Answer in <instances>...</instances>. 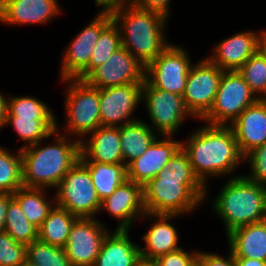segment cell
<instances>
[{"instance_id": "6da1fadb", "label": "cell", "mask_w": 266, "mask_h": 266, "mask_svg": "<svg viewBox=\"0 0 266 266\" xmlns=\"http://www.w3.org/2000/svg\"><path fill=\"white\" fill-rule=\"evenodd\" d=\"M207 187L195 176L182 147L155 178L143 186L146 213L184 215L206 199Z\"/></svg>"}, {"instance_id": "7a4b0ae2", "label": "cell", "mask_w": 266, "mask_h": 266, "mask_svg": "<svg viewBox=\"0 0 266 266\" xmlns=\"http://www.w3.org/2000/svg\"><path fill=\"white\" fill-rule=\"evenodd\" d=\"M186 140L188 142H181V147L189 157L195 176L205 187L208 178L231 175L244 161L230 125L207 124Z\"/></svg>"}, {"instance_id": "3957f363", "label": "cell", "mask_w": 266, "mask_h": 266, "mask_svg": "<svg viewBox=\"0 0 266 266\" xmlns=\"http://www.w3.org/2000/svg\"><path fill=\"white\" fill-rule=\"evenodd\" d=\"M53 133L55 141L41 147L42 141L20 149L22 157L23 186L30 188H55L67 172L79 161L80 141L66 135Z\"/></svg>"}, {"instance_id": "277c9868", "label": "cell", "mask_w": 266, "mask_h": 266, "mask_svg": "<svg viewBox=\"0 0 266 266\" xmlns=\"http://www.w3.org/2000/svg\"><path fill=\"white\" fill-rule=\"evenodd\" d=\"M112 17L120 28L122 46L145 66L169 45L164 34L169 19L160 13L130 3Z\"/></svg>"}, {"instance_id": "5b68a950", "label": "cell", "mask_w": 266, "mask_h": 266, "mask_svg": "<svg viewBox=\"0 0 266 266\" xmlns=\"http://www.w3.org/2000/svg\"><path fill=\"white\" fill-rule=\"evenodd\" d=\"M213 210L224 222L226 235L266 219V187L244 176H231L214 198Z\"/></svg>"}, {"instance_id": "8992f818", "label": "cell", "mask_w": 266, "mask_h": 266, "mask_svg": "<svg viewBox=\"0 0 266 266\" xmlns=\"http://www.w3.org/2000/svg\"><path fill=\"white\" fill-rule=\"evenodd\" d=\"M52 198L57 206L78 218H95L101 201L87 167L79 160L56 187Z\"/></svg>"}, {"instance_id": "52a82bcc", "label": "cell", "mask_w": 266, "mask_h": 266, "mask_svg": "<svg viewBox=\"0 0 266 266\" xmlns=\"http://www.w3.org/2000/svg\"><path fill=\"white\" fill-rule=\"evenodd\" d=\"M62 82L68 84L64 108L67 115L65 135L85 137L101 126L99 89L89 86L84 80L62 79Z\"/></svg>"}, {"instance_id": "ba28073f", "label": "cell", "mask_w": 266, "mask_h": 266, "mask_svg": "<svg viewBox=\"0 0 266 266\" xmlns=\"http://www.w3.org/2000/svg\"><path fill=\"white\" fill-rule=\"evenodd\" d=\"M257 100L238 71H223L214 103L201 120L206 124L230 125Z\"/></svg>"}, {"instance_id": "9c48e42d", "label": "cell", "mask_w": 266, "mask_h": 266, "mask_svg": "<svg viewBox=\"0 0 266 266\" xmlns=\"http://www.w3.org/2000/svg\"><path fill=\"white\" fill-rule=\"evenodd\" d=\"M185 49L169 44L145 66V81L152 87L183 96L192 66Z\"/></svg>"}, {"instance_id": "30bf717a", "label": "cell", "mask_w": 266, "mask_h": 266, "mask_svg": "<svg viewBox=\"0 0 266 266\" xmlns=\"http://www.w3.org/2000/svg\"><path fill=\"white\" fill-rule=\"evenodd\" d=\"M223 70L207 57L193 64L187 76L183 102L191 116L201 120L211 109Z\"/></svg>"}, {"instance_id": "8fae6325", "label": "cell", "mask_w": 266, "mask_h": 266, "mask_svg": "<svg viewBox=\"0 0 266 266\" xmlns=\"http://www.w3.org/2000/svg\"><path fill=\"white\" fill-rule=\"evenodd\" d=\"M142 101L152 124L150 127L159 136H172L179 130L183 120L191 116L185 108L182 96L152 88L146 81L142 87Z\"/></svg>"}, {"instance_id": "7c38bea8", "label": "cell", "mask_w": 266, "mask_h": 266, "mask_svg": "<svg viewBox=\"0 0 266 266\" xmlns=\"http://www.w3.org/2000/svg\"><path fill=\"white\" fill-rule=\"evenodd\" d=\"M84 81L97 89L129 83H144L145 65L122 46L102 65L95 68Z\"/></svg>"}, {"instance_id": "4fadbf2b", "label": "cell", "mask_w": 266, "mask_h": 266, "mask_svg": "<svg viewBox=\"0 0 266 266\" xmlns=\"http://www.w3.org/2000/svg\"><path fill=\"white\" fill-rule=\"evenodd\" d=\"M143 83H129L99 89L101 126L121 127L135 122L132 114L142 100Z\"/></svg>"}, {"instance_id": "5bb4252c", "label": "cell", "mask_w": 266, "mask_h": 266, "mask_svg": "<svg viewBox=\"0 0 266 266\" xmlns=\"http://www.w3.org/2000/svg\"><path fill=\"white\" fill-rule=\"evenodd\" d=\"M113 21L112 14L97 13L96 17L71 40L61 64L62 79H75L88 65L101 32Z\"/></svg>"}, {"instance_id": "9a60e30c", "label": "cell", "mask_w": 266, "mask_h": 266, "mask_svg": "<svg viewBox=\"0 0 266 266\" xmlns=\"http://www.w3.org/2000/svg\"><path fill=\"white\" fill-rule=\"evenodd\" d=\"M95 218H78L64 247L72 266H93L102 243L110 232Z\"/></svg>"}, {"instance_id": "2e32d148", "label": "cell", "mask_w": 266, "mask_h": 266, "mask_svg": "<svg viewBox=\"0 0 266 266\" xmlns=\"http://www.w3.org/2000/svg\"><path fill=\"white\" fill-rule=\"evenodd\" d=\"M164 137L160 140L157 136L140 157L126 165L127 180L144 186L163 170L165 164L181 148V141L172 139V136Z\"/></svg>"}, {"instance_id": "e0dca14e", "label": "cell", "mask_w": 266, "mask_h": 266, "mask_svg": "<svg viewBox=\"0 0 266 266\" xmlns=\"http://www.w3.org/2000/svg\"><path fill=\"white\" fill-rule=\"evenodd\" d=\"M265 36L266 30L261 33L247 30L234 34L219 42L207 58L223 71H238L260 49Z\"/></svg>"}, {"instance_id": "ac0fdd59", "label": "cell", "mask_w": 266, "mask_h": 266, "mask_svg": "<svg viewBox=\"0 0 266 266\" xmlns=\"http://www.w3.org/2000/svg\"><path fill=\"white\" fill-rule=\"evenodd\" d=\"M105 209L119 220L116 229L131 228L133 222L146 213L143 201V186L126 180L105 200L101 202L100 211ZM138 217V218H137Z\"/></svg>"}, {"instance_id": "d6986e66", "label": "cell", "mask_w": 266, "mask_h": 266, "mask_svg": "<svg viewBox=\"0 0 266 266\" xmlns=\"http://www.w3.org/2000/svg\"><path fill=\"white\" fill-rule=\"evenodd\" d=\"M239 151L246 156L266 143V99H258L246 108L231 124Z\"/></svg>"}, {"instance_id": "ffe728a7", "label": "cell", "mask_w": 266, "mask_h": 266, "mask_svg": "<svg viewBox=\"0 0 266 266\" xmlns=\"http://www.w3.org/2000/svg\"><path fill=\"white\" fill-rule=\"evenodd\" d=\"M89 134V139L79 138L80 161L124 163L119 127L100 126Z\"/></svg>"}, {"instance_id": "44dd1931", "label": "cell", "mask_w": 266, "mask_h": 266, "mask_svg": "<svg viewBox=\"0 0 266 266\" xmlns=\"http://www.w3.org/2000/svg\"><path fill=\"white\" fill-rule=\"evenodd\" d=\"M60 11L57 0H7L0 21L11 25L45 24Z\"/></svg>"}, {"instance_id": "7402d4cb", "label": "cell", "mask_w": 266, "mask_h": 266, "mask_svg": "<svg viewBox=\"0 0 266 266\" xmlns=\"http://www.w3.org/2000/svg\"><path fill=\"white\" fill-rule=\"evenodd\" d=\"M179 215H166L158 214L153 215L145 213L141 218L144 220L150 217L158 219L150 229L142 236V240L146 243V247L142 248L140 246V256L145 258H158L163 254L176 251L181 247L178 246L179 235L177 229L168 222L174 217Z\"/></svg>"}, {"instance_id": "603a6c76", "label": "cell", "mask_w": 266, "mask_h": 266, "mask_svg": "<svg viewBox=\"0 0 266 266\" xmlns=\"http://www.w3.org/2000/svg\"><path fill=\"white\" fill-rule=\"evenodd\" d=\"M130 229H116L105 237L93 266H135L140 246L130 240Z\"/></svg>"}, {"instance_id": "cb8c5ba5", "label": "cell", "mask_w": 266, "mask_h": 266, "mask_svg": "<svg viewBox=\"0 0 266 266\" xmlns=\"http://www.w3.org/2000/svg\"><path fill=\"white\" fill-rule=\"evenodd\" d=\"M227 239L234 257L266 261V219L234 229Z\"/></svg>"}, {"instance_id": "d4e9b609", "label": "cell", "mask_w": 266, "mask_h": 266, "mask_svg": "<svg viewBox=\"0 0 266 266\" xmlns=\"http://www.w3.org/2000/svg\"><path fill=\"white\" fill-rule=\"evenodd\" d=\"M119 130L122 157L125 165L140 157L157 137L155 135L156 132L150 125L140 119L119 127Z\"/></svg>"}, {"instance_id": "484cf974", "label": "cell", "mask_w": 266, "mask_h": 266, "mask_svg": "<svg viewBox=\"0 0 266 266\" xmlns=\"http://www.w3.org/2000/svg\"><path fill=\"white\" fill-rule=\"evenodd\" d=\"M81 162L87 167L101 202L127 180L126 165L124 163Z\"/></svg>"}, {"instance_id": "4316f807", "label": "cell", "mask_w": 266, "mask_h": 266, "mask_svg": "<svg viewBox=\"0 0 266 266\" xmlns=\"http://www.w3.org/2000/svg\"><path fill=\"white\" fill-rule=\"evenodd\" d=\"M77 219V216L55 204L38 228V240L64 248L69 232Z\"/></svg>"}, {"instance_id": "83f0119b", "label": "cell", "mask_w": 266, "mask_h": 266, "mask_svg": "<svg viewBox=\"0 0 266 266\" xmlns=\"http://www.w3.org/2000/svg\"><path fill=\"white\" fill-rule=\"evenodd\" d=\"M56 118H20L7 116L6 125H12L20 139L25 142L22 148L49 139L57 130ZM27 143V144H26Z\"/></svg>"}, {"instance_id": "f1b7e54d", "label": "cell", "mask_w": 266, "mask_h": 266, "mask_svg": "<svg viewBox=\"0 0 266 266\" xmlns=\"http://www.w3.org/2000/svg\"><path fill=\"white\" fill-rule=\"evenodd\" d=\"M44 188H18L13 194V198L18 202L22 212L27 220L35 227L39 228L44 220L47 218L48 213L56 203L46 200Z\"/></svg>"}, {"instance_id": "f546056e", "label": "cell", "mask_w": 266, "mask_h": 266, "mask_svg": "<svg viewBox=\"0 0 266 266\" xmlns=\"http://www.w3.org/2000/svg\"><path fill=\"white\" fill-rule=\"evenodd\" d=\"M122 47L121 32L112 21L102 32L91 54L89 65L75 78L84 80L95 68L102 65L112 53Z\"/></svg>"}, {"instance_id": "4dcf8cb0", "label": "cell", "mask_w": 266, "mask_h": 266, "mask_svg": "<svg viewBox=\"0 0 266 266\" xmlns=\"http://www.w3.org/2000/svg\"><path fill=\"white\" fill-rule=\"evenodd\" d=\"M16 242L28 245L38 240V228L29 222L18 202L13 198L8 205L5 230Z\"/></svg>"}, {"instance_id": "1f68e13d", "label": "cell", "mask_w": 266, "mask_h": 266, "mask_svg": "<svg viewBox=\"0 0 266 266\" xmlns=\"http://www.w3.org/2000/svg\"><path fill=\"white\" fill-rule=\"evenodd\" d=\"M22 186L23 173L20 149L12 153L0 146V193L13 194Z\"/></svg>"}, {"instance_id": "d6a6232c", "label": "cell", "mask_w": 266, "mask_h": 266, "mask_svg": "<svg viewBox=\"0 0 266 266\" xmlns=\"http://www.w3.org/2000/svg\"><path fill=\"white\" fill-rule=\"evenodd\" d=\"M257 99H266V56L259 49L238 70Z\"/></svg>"}, {"instance_id": "836d02e7", "label": "cell", "mask_w": 266, "mask_h": 266, "mask_svg": "<svg viewBox=\"0 0 266 266\" xmlns=\"http://www.w3.org/2000/svg\"><path fill=\"white\" fill-rule=\"evenodd\" d=\"M26 259L35 266H72L64 248L36 240L26 245Z\"/></svg>"}, {"instance_id": "e575fe53", "label": "cell", "mask_w": 266, "mask_h": 266, "mask_svg": "<svg viewBox=\"0 0 266 266\" xmlns=\"http://www.w3.org/2000/svg\"><path fill=\"white\" fill-rule=\"evenodd\" d=\"M7 116H19L20 118H56L46 103L31 96L8 97Z\"/></svg>"}, {"instance_id": "d590c367", "label": "cell", "mask_w": 266, "mask_h": 266, "mask_svg": "<svg viewBox=\"0 0 266 266\" xmlns=\"http://www.w3.org/2000/svg\"><path fill=\"white\" fill-rule=\"evenodd\" d=\"M26 245L16 242L8 233H0V266H18L26 260Z\"/></svg>"}, {"instance_id": "8d00e7d4", "label": "cell", "mask_w": 266, "mask_h": 266, "mask_svg": "<svg viewBox=\"0 0 266 266\" xmlns=\"http://www.w3.org/2000/svg\"><path fill=\"white\" fill-rule=\"evenodd\" d=\"M250 164V173L244 176L251 181L258 182L266 187V143L254 148L246 156L244 161Z\"/></svg>"}, {"instance_id": "74e56055", "label": "cell", "mask_w": 266, "mask_h": 266, "mask_svg": "<svg viewBox=\"0 0 266 266\" xmlns=\"http://www.w3.org/2000/svg\"><path fill=\"white\" fill-rule=\"evenodd\" d=\"M198 251L186 252L181 247L180 249L163 254L157 259L160 266H194L196 264V258Z\"/></svg>"}, {"instance_id": "f35d334b", "label": "cell", "mask_w": 266, "mask_h": 266, "mask_svg": "<svg viewBox=\"0 0 266 266\" xmlns=\"http://www.w3.org/2000/svg\"><path fill=\"white\" fill-rule=\"evenodd\" d=\"M197 266H236L233 253L230 251L228 258H223L214 253L198 252L196 258Z\"/></svg>"}, {"instance_id": "ab89813d", "label": "cell", "mask_w": 266, "mask_h": 266, "mask_svg": "<svg viewBox=\"0 0 266 266\" xmlns=\"http://www.w3.org/2000/svg\"><path fill=\"white\" fill-rule=\"evenodd\" d=\"M170 1L171 0H131V3L138 8L160 13L168 19L170 14Z\"/></svg>"}, {"instance_id": "60d3db41", "label": "cell", "mask_w": 266, "mask_h": 266, "mask_svg": "<svg viewBox=\"0 0 266 266\" xmlns=\"http://www.w3.org/2000/svg\"><path fill=\"white\" fill-rule=\"evenodd\" d=\"M96 5L103 7L100 13L113 14L115 11L129 5L131 0H94Z\"/></svg>"}, {"instance_id": "b9f144b4", "label": "cell", "mask_w": 266, "mask_h": 266, "mask_svg": "<svg viewBox=\"0 0 266 266\" xmlns=\"http://www.w3.org/2000/svg\"><path fill=\"white\" fill-rule=\"evenodd\" d=\"M13 199L10 193H0V233L5 230V221L9 202Z\"/></svg>"}, {"instance_id": "7bdbcfd3", "label": "cell", "mask_w": 266, "mask_h": 266, "mask_svg": "<svg viewBox=\"0 0 266 266\" xmlns=\"http://www.w3.org/2000/svg\"><path fill=\"white\" fill-rule=\"evenodd\" d=\"M236 266H266V261L249 259L246 257H234Z\"/></svg>"}, {"instance_id": "ee69618b", "label": "cell", "mask_w": 266, "mask_h": 266, "mask_svg": "<svg viewBox=\"0 0 266 266\" xmlns=\"http://www.w3.org/2000/svg\"><path fill=\"white\" fill-rule=\"evenodd\" d=\"M7 99L0 92V129L6 126V117H7Z\"/></svg>"}, {"instance_id": "f6af8a7d", "label": "cell", "mask_w": 266, "mask_h": 266, "mask_svg": "<svg viewBox=\"0 0 266 266\" xmlns=\"http://www.w3.org/2000/svg\"><path fill=\"white\" fill-rule=\"evenodd\" d=\"M135 266H160L157 259L140 256Z\"/></svg>"}, {"instance_id": "bcb514c9", "label": "cell", "mask_w": 266, "mask_h": 266, "mask_svg": "<svg viewBox=\"0 0 266 266\" xmlns=\"http://www.w3.org/2000/svg\"><path fill=\"white\" fill-rule=\"evenodd\" d=\"M6 5H7V0H0V17L5 11Z\"/></svg>"}, {"instance_id": "7dc6e473", "label": "cell", "mask_w": 266, "mask_h": 266, "mask_svg": "<svg viewBox=\"0 0 266 266\" xmlns=\"http://www.w3.org/2000/svg\"><path fill=\"white\" fill-rule=\"evenodd\" d=\"M260 50L265 54L266 56V36L262 39L260 44Z\"/></svg>"}, {"instance_id": "c3c4849f", "label": "cell", "mask_w": 266, "mask_h": 266, "mask_svg": "<svg viewBox=\"0 0 266 266\" xmlns=\"http://www.w3.org/2000/svg\"><path fill=\"white\" fill-rule=\"evenodd\" d=\"M18 266H35V265L26 259L24 262L20 263Z\"/></svg>"}]
</instances>
